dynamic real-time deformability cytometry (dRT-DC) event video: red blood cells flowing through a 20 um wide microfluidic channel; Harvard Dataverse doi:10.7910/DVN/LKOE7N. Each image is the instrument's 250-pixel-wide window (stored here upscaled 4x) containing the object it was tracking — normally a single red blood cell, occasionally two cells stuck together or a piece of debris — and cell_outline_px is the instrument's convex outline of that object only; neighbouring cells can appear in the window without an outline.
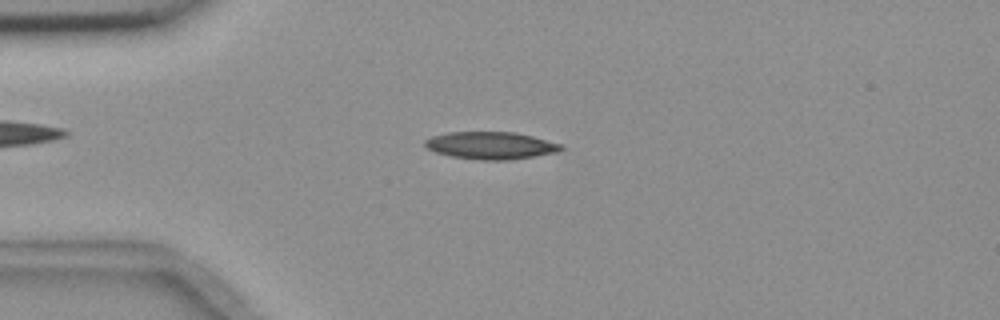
{"species": "common noctule bat (a hibernating species)", "species_latin": "Nyctalus noctula", "temperature_condition": "room temperature", "stored_images_in_passage": 10, "camera_frame_rate_fps": 3000, "um_per_image_px": 0.085, "animal": {"sex": "female", "body_mass_g": 18.4}, "frame": {"image": 1, "passage_image": 5, "time_ms": 4.0, "image_size_px": [1000, 320], "cell_outline_px": [[564, 148], [556, 152], [508, 160], [480, 160], [452, 156], [436, 152], [424, 148], [424, 140], [432, 136], [448, 132], [516, 132], [564, 144]], "centroid_in_image_um": [41.7, 12.36], "position_along_channel_um": 43.3, "area_um2": 21.73}}
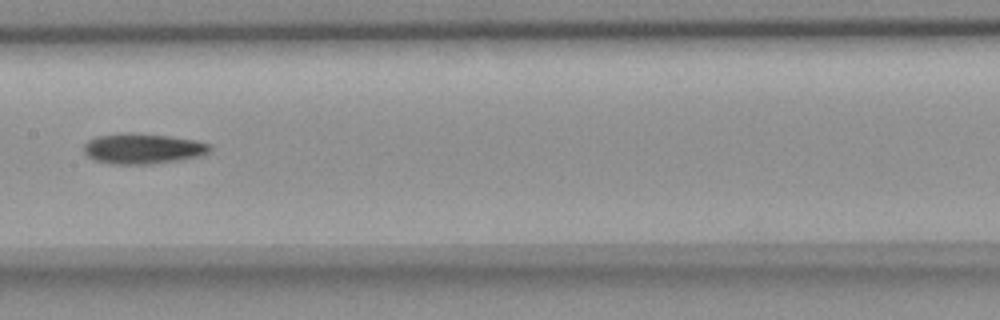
{"frame": {"image": 2, "passage_image": 9, "time_ms": 8.667, "image_size_px": [1000, 320], "cell_outline_px": [[212, 148], [208, 152], [200, 156], [180, 160], [152, 164], [112, 164], [92, 160], [84, 152], [84, 144], [88, 140], [96, 136], [120, 132], [136, 132], [168, 136], [196, 140], [212, 144]], "centroid_in_image_um": [12.12, 12.62], "position_along_channel_um": 195.3, "area_um2": 22.77}}
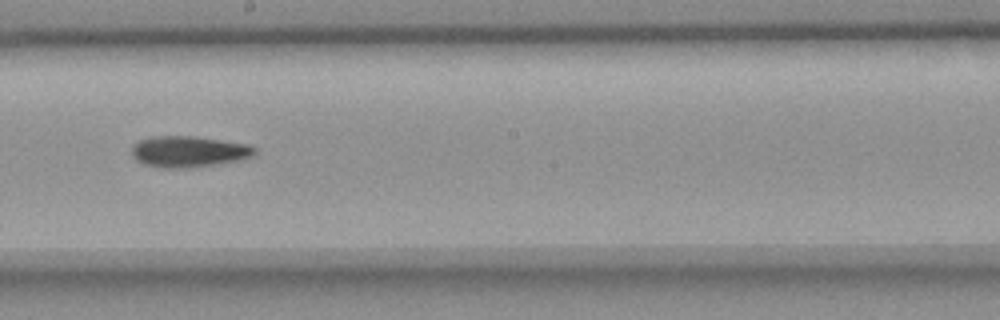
{"frame": {"image": 3, "passage_image": 10, "time_ms": 9.667, "image_size_px": [1000, 320], "cell_outline_px": [[256, 152], [252, 156], [236, 160], [212, 164], [184, 168], [164, 168], [144, 164], [136, 160], [132, 156], [132, 144], [140, 140], [152, 136], [192, 136], [248, 144], [256, 148]], "centroid_in_image_um": [15.98, 12.87], "position_along_channel_um": 232.2, "area_um2": 22.02}}